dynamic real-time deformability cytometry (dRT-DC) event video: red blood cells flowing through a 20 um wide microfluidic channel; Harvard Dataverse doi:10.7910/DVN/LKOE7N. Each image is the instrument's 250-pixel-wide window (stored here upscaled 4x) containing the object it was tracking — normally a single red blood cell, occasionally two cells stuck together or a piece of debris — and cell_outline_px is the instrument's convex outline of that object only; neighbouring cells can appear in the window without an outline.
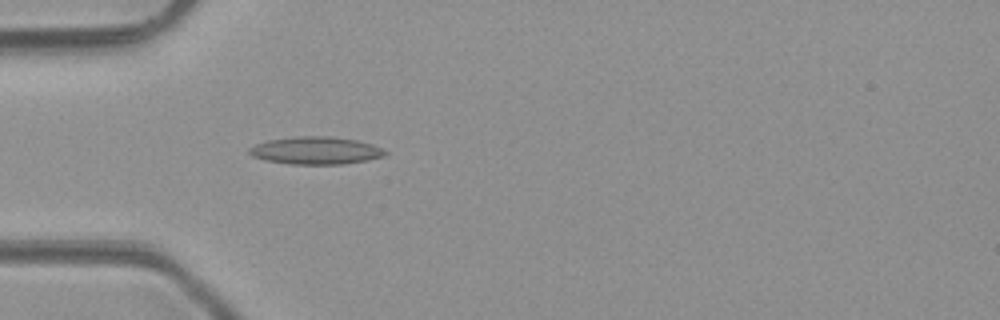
{"species": "common noctule bat (a hibernating species)", "species_latin": "Nyctalus noctula", "temperature_condition": "room temperature", "stored_images_in_passage": 4, "camera_frame_rate_fps": 3000, "um_per_image_px": 0.085, "animal": {"sex": "male", "body_mass_g": 23.1, "forearm_length_mm": 52.7}, "frame": {"image": 1, "passage_image": 4, "time_ms": 3.667, "image_size_px": [1000, 320], "cell_outline_px": [[388, 152], [384, 156], [368, 160], [340, 164], [292, 164], [264, 160], [252, 156], [248, 152], [248, 148], [256, 144], [268, 140], [292, 136], [332, 136], [356, 140], [372, 144]], "centroid_in_image_um": [26.81, 12.79], "position_along_channel_um": 58.2, "area_um2": 21.85}}